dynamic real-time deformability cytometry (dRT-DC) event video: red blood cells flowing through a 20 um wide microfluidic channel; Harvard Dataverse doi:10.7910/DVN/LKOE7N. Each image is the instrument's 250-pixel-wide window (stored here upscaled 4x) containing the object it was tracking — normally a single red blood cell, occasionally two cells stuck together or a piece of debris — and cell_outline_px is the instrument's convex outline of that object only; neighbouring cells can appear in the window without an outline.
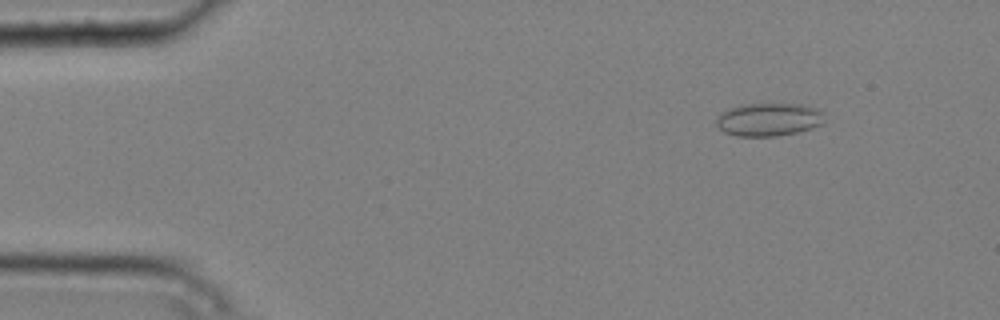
{"species": "common noctule bat (a hibernating species)", "species_latin": "Nyctalus noctula", "temperature_condition": "cold", "stored_images_in_passage": 5, "camera_frame_rate_fps": 3000, "um_per_image_px": 0.085, "animal": {"sex": "male", "body_mass_g": 20.4}, "frame": {"image": 1, "passage_image": 2, "time_ms": 0.333, "image_size_px": [1000, 320], "cell_outline_px": [[824, 112], [820, 124], [812, 128], [800, 132], [776, 136], [736, 136], [724, 132], [716, 128], [716, 116], [720, 112], [728, 108], [744, 104], [800, 104], [816, 108]], "centroid_in_image_um": [65.28, 10.16], "position_along_channel_um": 19.7, "area_um2": 21.04}}
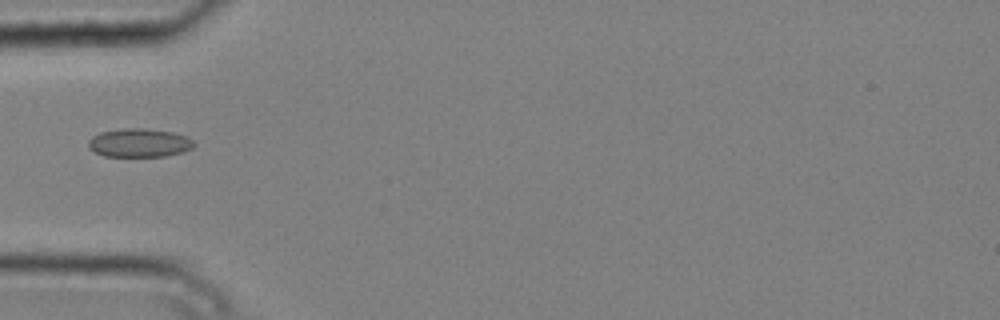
{"frame": {"image": 2, "passage_image": 5, "time_ms": 1.333, "image_size_px": [1000, 320], "cell_outline_px": [[196, 144], [192, 148], [184, 152], [164, 156], [104, 156], [88, 148], [88, 140], [92, 136], [100, 132], [124, 128], [144, 128], [172, 132], [188, 136]], "centroid_in_image_um": [11.85, 12.14], "position_along_channel_um": 73.2, "area_um2": 17.69}}